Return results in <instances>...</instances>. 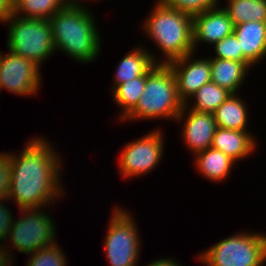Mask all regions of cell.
I'll list each match as a JSON object with an SVG mask.
<instances>
[{
    "instance_id": "6da1fadb",
    "label": "cell",
    "mask_w": 266,
    "mask_h": 266,
    "mask_svg": "<svg viewBox=\"0 0 266 266\" xmlns=\"http://www.w3.org/2000/svg\"><path fill=\"white\" fill-rule=\"evenodd\" d=\"M30 139L18 154L9 152L11 183L7 198L19 209L49 208L65 196L61 181L63 161L48 138Z\"/></svg>"
},
{
    "instance_id": "7a4b0ae2",
    "label": "cell",
    "mask_w": 266,
    "mask_h": 266,
    "mask_svg": "<svg viewBox=\"0 0 266 266\" xmlns=\"http://www.w3.org/2000/svg\"><path fill=\"white\" fill-rule=\"evenodd\" d=\"M83 5H66L50 19L55 51L80 64L97 60L102 52L101 31L91 9Z\"/></svg>"
},
{
    "instance_id": "3957f363",
    "label": "cell",
    "mask_w": 266,
    "mask_h": 266,
    "mask_svg": "<svg viewBox=\"0 0 266 266\" xmlns=\"http://www.w3.org/2000/svg\"><path fill=\"white\" fill-rule=\"evenodd\" d=\"M153 5L141 28L146 38L162 52L159 63L167 64L193 53V16L163 5L159 0Z\"/></svg>"
},
{
    "instance_id": "277c9868",
    "label": "cell",
    "mask_w": 266,
    "mask_h": 266,
    "mask_svg": "<svg viewBox=\"0 0 266 266\" xmlns=\"http://www.w3.org/2000/svg\"><path fill=\"white\" fill-rule=\"evenodd\" d=\"M183 106L170 66L156 63L146 74V83L137 106L121 122L158 119L175 121Z\"/></svg>"
},
{
    "instance_id": "5b68a950",
    "label": "cell",
    "mask_w": 266,
    "mask_h": 266,
    "mask_svg": "<svg viewBox=\"0 0 266 266\" xmlns=\"http://www.w3.org/2000/svg\"><path fill=\"white\" fill-rule=\"evenodd\" d=\"M8 26L6 47L15 55L33 61L40 68L55 52L48 19H33L10 14L2 24Z\"/></svg>"
},
{
    "instance_id": "8992f818",
    "label": "cell",
    "mask_w": 266,
    "mask_h": 266,
    "mask_svg": "<svg viewBox=\"0 0 266 266\" xmlns=\"http://www.w3.org/2000/svg\"><path fill=\"white\" fill-rule=\"evenodd\" d=\"M196 258L205 266H264L266 233L236 232L203 250Z\"/></svg>"
},
{
    "instance_id": "52a82bcc",
    "label": "cell",
    "mask_w": 266,
    "mask_h": 266,
    "mask_svg": "<svg viewBox=\"0 0 266 266\" xmlns=\"http://www.w3.org/2000/svg\"><path fill=\"white\" fill-rule=\"evenodd\" d=\"M45 208L19 209L21 215L13 219L6 243L1 246L11 257L17 252L30 255L57 242L56 222L50 213L44 211Z\"/></svg>"
},
{
    "instance_id": "ba28073f",
    "label": "cell",
    "mask_w": 266,
    "mask_h": 266,
    "mask_svg": "<svg viewBox=\"0 0 266 266\" xmlns=\"http://www.w3.org/2000/svg\"><path fill=\"white\" fill-rule=\"evenodd\" d=\"M111 212L102 244L109 265L138 266L142 244L136 220L123 206H117Z\"/></svg>"
},
{
    "instance_id": "9c48e42d",
    "label": "cell",
    "mask_w": 266,
    "mask_h": 266,
    "mask_svg": "<svg viewBox=\"0 0 266 266\" xmlns=\"http://www.w3.org/2000/svg\"><path fill=\"white\" fill-rule=\"evenodd\" d=\"M161 130V128H155L122 147L117 159L121 177L134 179L146 176L160 165L165 150V133Z\"/></svg>"
},
{
    "instance_id": "30bf717a",
    "label": "cell",
    "mask_w": 266,
    "mask_h": 266,
    "mask_svg": "<svg viewBox=\"0 0 266 266\" xmlns=\"http://www.w3.org/2000/svg\"><path fill=\"white\" fill-rule=\"evenodd\" d=\"M40 69L33 61L9 50L6 54L0 51V93L4 89L17 96H36L42 86Z\"/></svg>"
},
{
    "instance_id": "8fae6325",
    "label": "cell",
    "mask_w": 266,
    "mask_h": 266,
    "mask_svg": "<svg viewBox=\"0 0 266 266\" xmlns=\"http://www.w3.org/2000/svg\"><path fill=\"white\" fill-rule=\"evenodd\" d=\"M196 53L187 54L167 63L176 79L178 97L185 103L203 85L211 81L210 58H195Z\"/></svg>"
},
{
    "instance_id": "7c38bea8",
    "label": "cell",
    "mask_w": 266,
    "mask_h": 266,
    "mask_svg": "<svg viewBox=\"0 0 266 266\" xmlns=\"http://www.w3.org/2000/svg\"><path fill=\"white\" fill-rule=\"evenodd\" d=\"M175 121L183 124L181 135L191 155L211 147L217 128L213 113L197 112L184 105Z\"/></svg>"
},
{
    "instance_id": "4fadbf2b",
    "label": "cell",
    "mask_w": 266,
    "mask_h": 266,
    "mask_svg": "<svg viewBox=\"0 0 266 266\" xmlns=\"http://www.w3.org/2000/svg\"><path fill=\"white\" fill-rule=\"evenodd\" d=\"M234 31V25L221 4L193 15V49L198 43L214 45Z\"/></svg>"
},
{
    "instance_id": "5bb4252c",
    "label": "cell",
    "mask_w": 266,
    "mask_h": 266,
    "mask_svg": "<svg viewBox=\"0 0 266 266\" xmlns=\"http://www.w3.org/2000/svg\"><path fill=\"white\" fill-rule=\"evenodd\" d=\"M254 136L249 131L217 127L211 147L220 150L238 163L256 151L258 142Z\"/></svg>"
},
{
    "instance_id": "9a60e30c",
    "label": "cell",
    "mask_w": 266,
    "mask_h": 266,
    "mask_svg": "<svg viewBox=\"0 0 266 266\" xmlns=\"http://www.w3.org/2000/svg\"><path fill=\"white\" fill-rule=\"evenodd\" d=\"M156 63H159L158 56L144 46H135L123 56L116 69L112 80L111 92L120 84L147 74Z\"/></svg>"
},
{
    "instance_id": "2e32d148",
    "label": "cell",
    "mask_w": 266,
    "mask_h": 266,
    "mask_svg": "<svg viewBox=\"0 0 266 266\" xmlns=\"http://www.w3.org/2000/svg\"><path fill=\"white\" fill-rule=\"evenodd\" d=\"M243 56L254 66L266 58V22L248 21L234 26Z\"/></svg>"
},
{
    "instance_id": "e0dca14e",
    "label": "cell",
    "mask_w": 266,
    "mask_h": 266,
    "mask_svg": "<svg viewBox=\"0 0 266 266\" xmlns=\"http://www.w3.org/2000/svg\"><path fill=\"white\" fill-rule=\"evenodd\" d=\"M192 157H194V168L200 172L199 174L217 184L227 180L233 171L232 168L237 165L229 156L212 147Z\"/></svg>"
},
{
    "instance_id": "ac0fdd59",
    "label": "cell",
    "mask_w": 266,
    "mask_h": 266,
    "mask_svg": "<svg viewBox=\"0 0 266 266\" xmlns=\"http://www.w3.org/2000/svg\"><path fill=\"white\" fill-rule=\"evenodd\" d=\"M211 81L226 89L231 94H237L245 83L251 68L245 62L228 59L210 58Z\"/></svg>"
},
{
    "instance_id": "d6986e66",
    "label": "cell",
    "mask_w": 266,
    "mask_h": 266,
    "mask_svg": "<svg viewBox=\"0 0 266 266\" xmlns=\"http://www.w3.org/2000/svg\"><path fill=\"white\" fill-rule=\"evenodd\" d=\"M240 93L230 96L213 112L216 126L220 128L248 131V105Z\"/></svg>"
},
{
    "instance_id": "ffe728a7",
    "label": "cell",
    "mask_w": 266,
    "mask_h": 266,
    "mask_svg": "<svg viewBox=\"0 0 266 266\" xmlns=\"http://www.w3.org/2000/svg\"><path fill=\"white\" fill-rule=\"evenodd\" d=\"M223 9L233 25L248 21L266 22V0H226Z\"/></svg>"
},
{
    "instance_id": "44dd1931",
    "label": "cell",
    "mask_w": 266,
    "mask_h": 266,
    "mask_svg": "<svg viewBox=\"0 0 266 266\" xmlns=\"http://www.w3.org/2000/svg\"><path fill=\"white\" fill-rule=\"evenodd\" d=\"M230 94L226 89L210 81L199 88L184 105L197 112L213 113Z\"/></svg>"
},
{
    "instance_id": "7402d4cb",
    "label": "cell",
    "mask_w": 266,
    "mask_h": 266,
    "mask_svg": "<svg viewBox=\"0 0 266 266\" xmlns=\"http://www.w3.org/2000/svg\"><path fill=\"white\" fill-rule=\"evenodd\" d=\"M146 83V74L118 85L111 93L113 102L120 107L118 121L123 120L136 106Z\"/></svg>"
},
{
    "instance_id": "603a6c76",
    "label": "cell",
    "mask_w": 266,
    "mask_h": 266,
    "mask_svg": "<svg viewBox=\"0 0 266 266\" xmlns=\"http://www.w3.org/2000/svg\"><path fill=\"white\" fill-rule=\"evenodd\" d=\"M66 6L63 0H14L12 14L33 19H50Z\"/></svg>"
},
{
    "instance_id": "cb8c5ba5",
    "label": "cell",
    "mask_w": 266,
    "mask_h": 266,
    "mask_svg": "<svg viewBox=\"0 0 266 266\" xmlns=\"http://www.w3.org/2000/svg\"><path fill=\"white\" fill-rule=\"evenodd\" d=\"M26 266H67L65 253L57 242L28 255Z\"/></svg>"
},
{
    "instance_id": "d4e9b609",
    "label": "cell",
    "mask_w": 266,
    "mask_h": 266,
    "mask_svg": "<svg viewBox=\"0 0 266 266\" xmlns=\"http://www.w3.org/2000/svg\"><path fill=\"white\" fill-rule=\"evenodd\" d=\"M215 56L211 55L209 58L228 59L233 61L245 62L250 68L254 66L243 56L242 49H240L239 42L234 33L218 41L214 45Z\"/></svg>"
},
{
    "instance_id": "484cf974",
    "label": "cell",
    "mask_w": 266,
    "mask_h": 266,
    "mask_svg": "<svg viewBox=\"0 0 266 266\" xmlns=\"http://www.w3.org/2000/svg\"><path fill=\"white\" fill-rule=\"evenodd\" d=\"M163 5L195 15L220 5V0H159Z\"/></svg>"
},
{
    "instance_id": "4316f807",
    "label": "cell",
    "mask_w": 266,
    "mask_h": 266,
    "mask_svg": "<svg viewBox=\"0 0 266 266\" xmlns=\"http://www.w3.org/2000/svg\"><path fill=\"white\" fill-rule=\"evenodd\" d=\"M11 183L9 152H0V199L7 198Z\"/></svg>"
},
{
    "instance_id": "83f0119b",
    "label": "cell",
    "mask_w": 266,
    "mask_h": 266,
    "mask_svg": "<svg viewBox=\"0 0 266 266\" xmlns=\"http://www.w3.org/2000/svg\"><path fill=\"white\" fill-rule=\"evenodd\" d=\"M8 201V198L0 199V242L2 243V245L0 244V246H3L6 243V239L8 237L9 230L14 219V215H12L13 212H11L10 208L7 207L5 203Z\"/></svg>"
},
{
    "instance_id": "f1b7e54d",
    "label": "cell",
    "mask_w": 266,
    "mask_h": 266,
    "mask_svg": "<svg viewBox=\"0 0 266 266\" xmlns=\"http://www.w3.org/2000/svg\"><path fill=\"white\" fill-rule=\"evenodd\" d=\"M14 0H0V23L13 12Z\"/></svg>"
},
{
    "instance_id": "f546056e",
    "label": "cell",
    "mask_w": 266,
    "mask_h": 266,
    "mask_svg": "<svg viewBox=\"0 0 266 266\" xmlns=\"http://www.w3.org/2000/svg\"><path fill=\"white\" fill-rule=\"evenodd\" d=\"M144 266H182L181 263L177 262L176 259L174 260V257L172 258H158V259H153L149 264H146Z\"/></svg>"
},
{
    "instance_id": "4dcf8cb0",
    "label": "cell",
    "mask_w": 266,
    "mask_h": 266,
    "mask_svg": "<svg viewBox=\"0 0 266 266\" xmlns=\"http://www.w3.org/2000/svg\"><path fill=\"white\" fill-rule=\"evenodd\" d=\"M14 256L11 257L1 246H0V266H13L15 264Z\"/></svg>"
},
{
    "instance_id": "1f68e13d",
    "label": "cell",
    "mask_w": 266,
    "mask_h": 266,
    "mask_svg": "<svg viewBox=\"0 0 266 266\" xmlns=\"http://www.w3.org/2000/svg\"><path fill=\"white\" fill-rule=\"evenodd\" d=\"M63 1L65 2L66 5H83L84 6V4H82L83 3L82 1L84 0L82 1L81 0H63Z\"/></svg>"
}]
</instances>
